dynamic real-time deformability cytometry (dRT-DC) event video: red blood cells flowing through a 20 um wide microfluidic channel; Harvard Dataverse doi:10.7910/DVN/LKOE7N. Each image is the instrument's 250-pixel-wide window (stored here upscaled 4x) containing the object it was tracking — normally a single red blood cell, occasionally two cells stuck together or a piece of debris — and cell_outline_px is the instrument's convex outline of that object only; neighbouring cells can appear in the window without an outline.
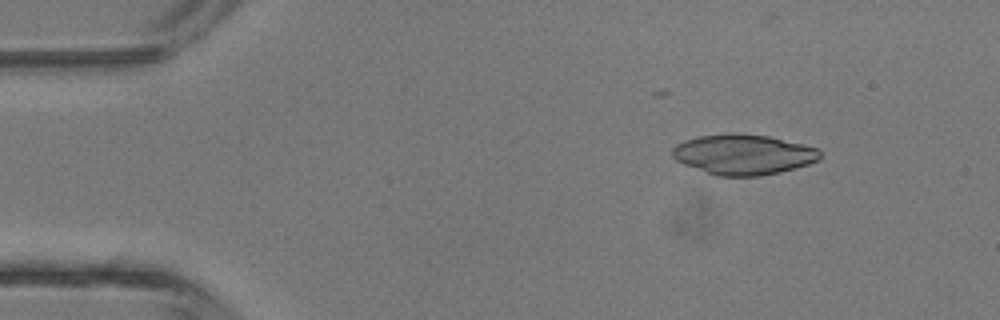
{"species": "common noctule bat (a hibernating species)", "species_latin": "Nyctalus noctula", "temperature_condition": "room temperature", "stored_images_in_passage": 4, "camera_frame_rate_fps": 3000, "um_per_image_px": 0.085, "animal": {"sex": "male", "body_mass_g": 13.3}, "frame": {"image": 1, "passage_image": 2, "time_ms": 1.333, "image_size_px": [1000, 320], "cell_outline_px": [[820, 160], [796, 168], [780, 172], [760, 176], [716, 176], [684, 164], [676, 160], [672, 156], [672, 148], [676, 144], [684, 140], [700, 136], [732, 132], [768, 136], [820, 148]], "centroid_in_image_um": [63.19, 13.13], "position_along_channel_um": 21.8, "area_um2": 34.85}}